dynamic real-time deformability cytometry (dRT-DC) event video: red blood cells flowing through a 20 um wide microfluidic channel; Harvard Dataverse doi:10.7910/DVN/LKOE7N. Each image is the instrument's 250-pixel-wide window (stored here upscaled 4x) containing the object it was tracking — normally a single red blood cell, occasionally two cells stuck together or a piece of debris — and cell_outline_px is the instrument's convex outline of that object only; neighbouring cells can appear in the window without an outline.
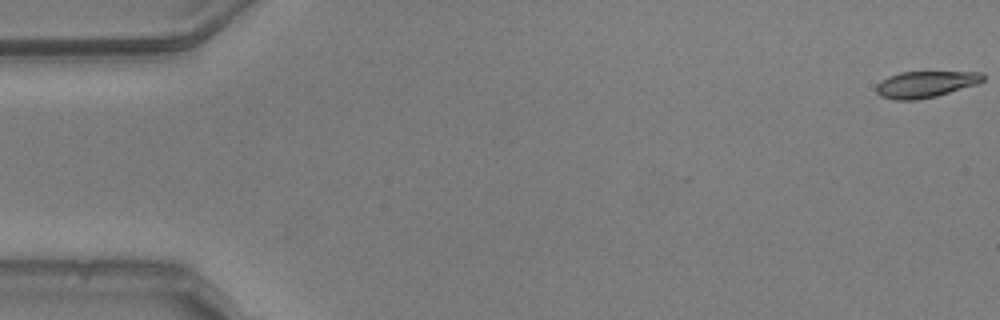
{"species": "common noctule bat (a hibernating species)", "species_latin": "Nyctalus noctula", "temperature_condition": "warm", "stored_images_in_passage": 54, "camera_frame_rate_fps": 3000, "um_per_image_px": 0.085, "animal": {"sex": "male", "body_mass_g": 20.5, "forearm_length_mm": 52.5}, "frame": {"image": 1, "passage_image": 1, "time_ms": 0.0, "image_size_px": [1000, 320], "cell_outline_px": [[984, 80], [976, 84], [936, 96], [916, 100], [896, 100], [880, 96], [876, 92], [876, 84], [880, 80], [888, 76], [900, 72], [984, 72]], "centroid_in_image_um": [78.63, 7.16], "position_along_channel_um": 6.4, "area_um2": 16.42}}
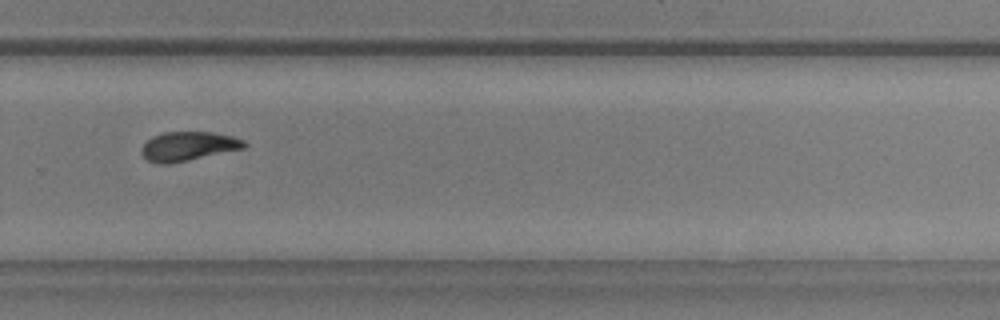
{"frame": {"image": 2, "passage_image": 37, "time_ms": 12.0, "image_size_px": [1000, 320], "cell_outline_px": [[248, 144], [244, 148], [188, 160], [168, 164], [156, 164], [148, 160], [140, 152], [140, 148], [152, 136], [164, 132], [212, 132], [232, 136], [244, 140]], "centroid_in_image_um": [15.98, 12.43], "position_along_channel_um": 313.8, "area_um2": 17.4}}
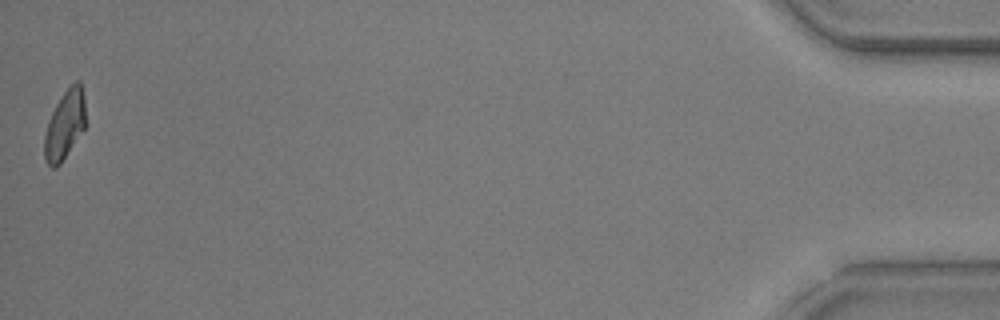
{"frame": {"image": 3, "passage_image": 54, "time_ms": 17.667, "image_size_px": [1000, 320], "cell_outline_px": [[84, 128], [60, 164], [56, 168], [52, 168], [44, 160], [44, 136], [48, 120], [56, 104], [64, 92], [76, 80], [80, 80], [84, 96]], "centroid_in_image_um": [5.48, 10.62], "position_along_channel_um": 429.7, "area_um2": 16.3}, "authors_computed_cell_mechanics": {"area_um2": 17.4267, "velocity_mm_per_s": 3.7717, "shape_relaxation_time_tau1_ms": 3.0126, "shape_relaxation_time_tau2_ms": 3.7358, "deformation_change_tau1": 0.1437, "deformation_change_tau2": 0.0969}}